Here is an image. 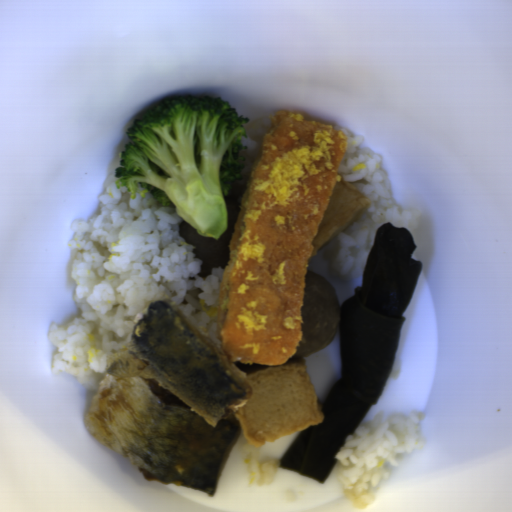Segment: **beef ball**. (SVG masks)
I'll return each mask as SVG.
<instances>
[{"mask_svg":"<svg viewBox=\"0 0 512 512\" xmlns=\"http://www.w3.org/2000/svg\"><path fill=\"white\" fill-rule=\"evenodd\" d=\"M304 281L302 338L294 351L295 359L303 360L334 342L342 308L333 284L325 276L308 270Z\"/></svg>","mask_w":512,"mask_h":512,"instance_id":"c3f7d807","label":"beef ball"},{"mask_svg":"<svg viewBox=\"0 0 512 512\" xmlns=\"http://www.w3.org/2000/svg\"><path fill=\"white\" fill-rule=\"evenodd\" d=\"M224 200L227 206V228L218 239L200 235L186 221H183L179 227V237L195 247L192 250L194 258H199L202 262L197 275L205 278L214 273L213 268L221 267V269H224L230 260L228 245L234 232V227L238 222L241 206L233 198L226 197Z\"/></svg>","mask_w":512,"mask_h":512,"instance_id":"3eea062c","label":"beef ball"},{"mask_svg":"<svg viewBox=\"0 0 512 512\" xmlns=\"http://www.w3.org/2000/svg\"><path fill=\"white\" fill-rule=\"evenodd\" d=\"M230 364H232L237 369L242 371L245 376L248 375V374H251V373H253L255 371H258L260 369L267 368V367H272V366L261 365V364H258V363H239V362H233V363H230Z\"/></svg>","mask_w":512,"mask_h":512,"instance_id":"4961e4c8","label":"beef ball"}]
</instances>
